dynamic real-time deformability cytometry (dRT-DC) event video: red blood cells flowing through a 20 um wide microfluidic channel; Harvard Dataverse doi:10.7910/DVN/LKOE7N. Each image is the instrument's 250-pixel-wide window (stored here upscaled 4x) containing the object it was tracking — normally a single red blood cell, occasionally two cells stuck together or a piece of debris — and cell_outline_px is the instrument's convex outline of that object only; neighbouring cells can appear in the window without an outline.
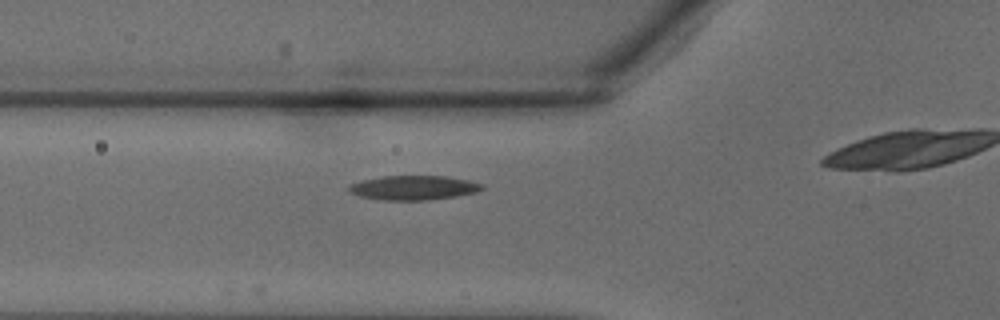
{"species": "common noctule bat (a hibernating species)", "species_latin": "Nyctalus noctula", "temperature_condition": "warm", "stored_images_in_passage": 8, "camera_frame_rate_fps": 3000, "um_per_image_px": 0.085, "animal": {"sex": "male", "body_mass_g": 18.8}, "frame": {"image": 1, "passage_image": 2, "time_ms": 0.333, "image_size_px": [1000, 320], "cell_outline_px": [[484, 188], [476, 192], [456, 196], [428, 200], [384, 200], [360, 196], [348, 192], [348, 184], [360, 180], [384, 176], [448, 176], [468, 180], [484, 184]], "centroid_in_image_um": [35.13, 15.95], "position_along_channel_um": 90.7, "area_um2": 19.02}}
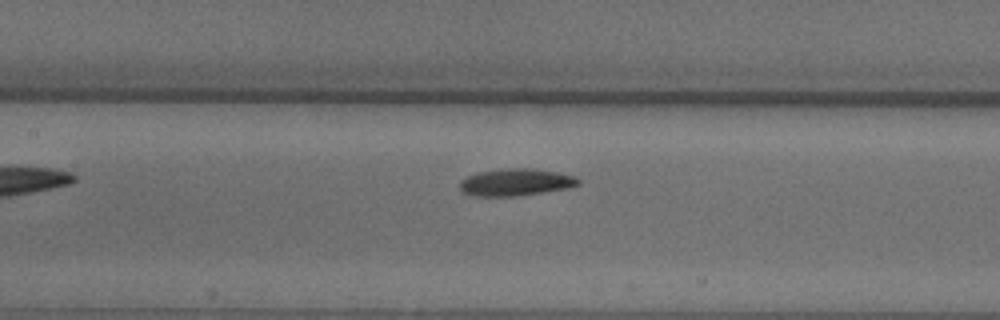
{"frame": {"image": 2, "passage_image": 6, "time_ms": 1.667, "image_size_px": [1000, 320], "cell_outline_px": [[580, 184], [568, 188], [544, 192], [516, 196], [476, 196], [460, 192], [460, 180], [468, 176], [480, 172], [508, 168], [536, 168], [576, 176], [580, 180]], "centroid_in_image_um": [43.86, 15.49], "position_along_channel_um": 163.5, "area_um2": 18.79}}